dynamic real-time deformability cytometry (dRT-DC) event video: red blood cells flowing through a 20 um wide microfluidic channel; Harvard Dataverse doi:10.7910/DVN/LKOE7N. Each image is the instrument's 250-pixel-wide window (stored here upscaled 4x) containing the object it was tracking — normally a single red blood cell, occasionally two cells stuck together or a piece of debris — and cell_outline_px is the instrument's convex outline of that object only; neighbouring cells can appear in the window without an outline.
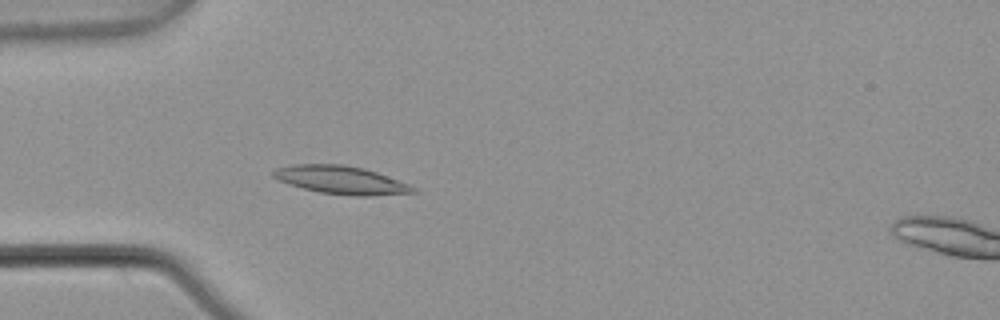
{"species": "common noctule bat (a hibernating species)", "species_latin": "Nyctalus noctula", "temperature_condition": "warm", "stored_images_in_passage": 6, "camera_frame_rate_fps": 3000, "um_per_image_px": 0.085, "animal": {"sex": "male", "body_mass_g": 21.5, "forearm_length_mm": 52.0}, "frame": {"image": 1, "passage_image": 5, "time_ms": 1.333, "image_size_px": [1000, 320], "cell_outline_px": [[420, 192], [372, 196], [356, 196], [320, 192], [304, 188], [280, 180], [272, 176], [272, 172], [276, 168], [292, 164], [344, 164], [364, 168], [376, 172], [408, 184], [416, 188]], "centroid_in_image_um": [29.02, 15.29], "position_along_channel_um": 56.0, "area_um2": 22.72}}